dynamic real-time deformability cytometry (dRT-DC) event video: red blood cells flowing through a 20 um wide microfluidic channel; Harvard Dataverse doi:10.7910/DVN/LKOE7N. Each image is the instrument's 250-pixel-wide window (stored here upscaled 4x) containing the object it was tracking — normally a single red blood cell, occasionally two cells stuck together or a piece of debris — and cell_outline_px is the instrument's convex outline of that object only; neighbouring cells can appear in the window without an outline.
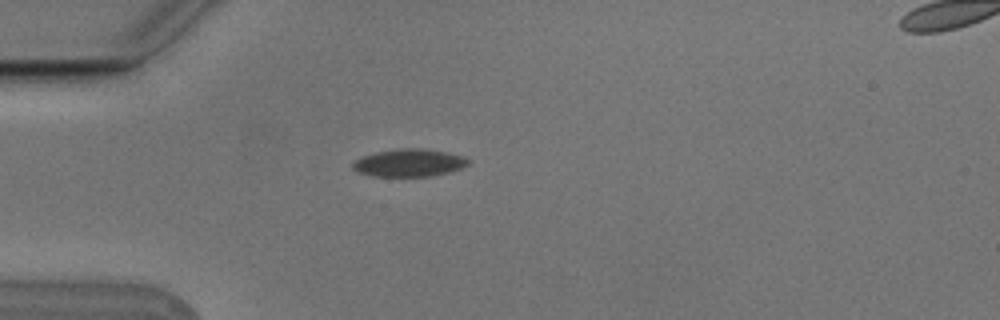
{"species": "Egyptian fruit bat (a non-hibernating species)", "species_latin": "Rousettus aegyptiacus", "temperature_condition": "cold", "stored_images_in_passage": 5, "segment_of_instrument_passage": [1, 2], "camera_frame_rate_fps": 3000, "um_per_image_px": 0.085, "animal": {"sex": "male"}, "frame": {"image": 1, "passage_image": 4, "time_ms": 1.0, "image_size_px": [1000, 320], "cell_outline_px": [[468, 164], [460, 168], [448, 172], [432, 176], [372, 176], [360, 172], [352, 168], [352, 164], [356, 160], [364, 156], [376, 152], [400, 148], [424, 148], [464, 156], [468, 160]], "centroid_in_image_um": [34.77, 13.83], "position_along_channel_um": 50.2, "area_um2": 18.32}}